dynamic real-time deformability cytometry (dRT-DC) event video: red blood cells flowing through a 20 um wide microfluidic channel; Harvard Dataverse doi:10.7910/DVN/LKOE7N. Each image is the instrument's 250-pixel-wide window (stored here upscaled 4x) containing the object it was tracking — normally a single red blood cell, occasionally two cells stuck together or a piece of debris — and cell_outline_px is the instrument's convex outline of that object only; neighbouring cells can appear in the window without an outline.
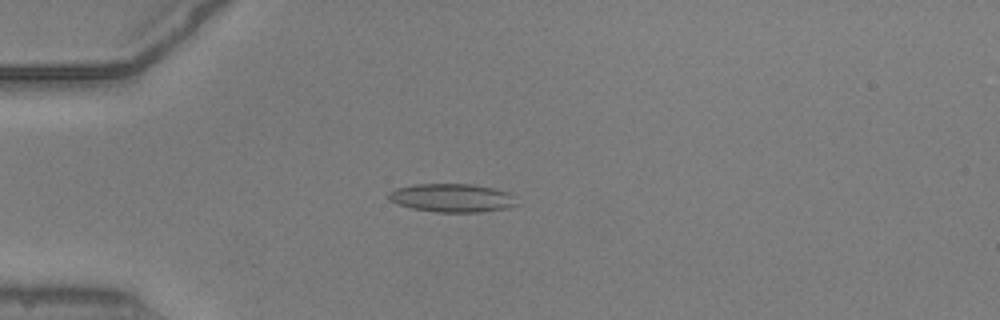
{"species": "common noctule bat (a hibernating species)", "species_latin": "Nyctalus noctula", "temperature_condition": "warm", "stored_images_in_passage": 37, "camera_frame_rate_fps": 3000, "um_per_image_px": 0.085, "animal": {"sex": "male", "body_mass_g": 20.5, "forearm_length_mm": 52.5}, "frame": {"image": 1, "passage_image": 6, "time_ms": 1.667, "image_size_px": [1000, 320], "cell_outline_px": [[516, 204], [504, 208], [480, 212], [436, 212], [412, 208], [388, 200], [388, 192], [396, 188], [416, 184], [472, 184], [492, 188], [508, 192], [512, 196]], "centroid_in_image_um": [38.36, 16.81], "position_along_channel_um": 46.6, "area_um2": 20.92}}
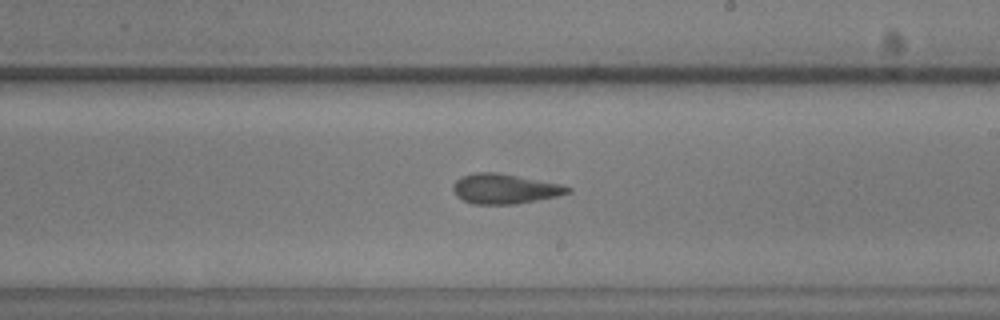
{"frame": {"image": 2, "passage_image": 23, "time_ms": 7.333, "image_size_px": [1000, 320], "cell_outline_px": [[572, 192], [560, 196], [516, 204], [472, 204], [456, 196], [452, 188], [452, 184], [460, 176], [472, 172], [496, 172], [560, 184], [572, 188]], "centroid_in_image_um": [42.88, 16.05], "position_along_channel_um": 246.1, "area_um2": 20.17}}
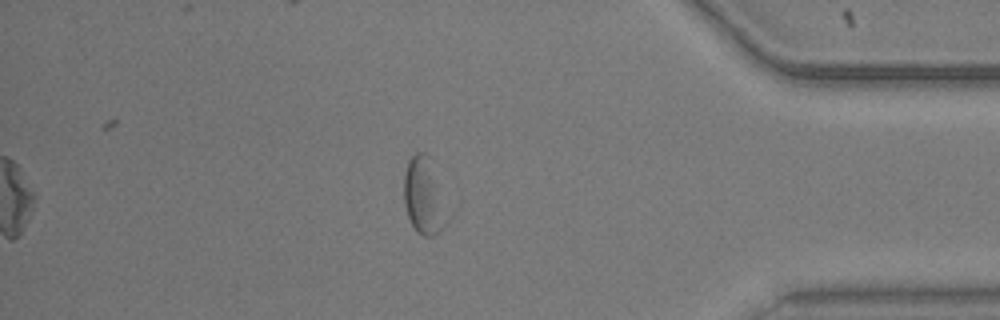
{"frame": {"image": 3, "passage_image": 37, "time_ms": 12.0, "image_size_px": [1000, 320], "cell_outline_px": [[452, 216], [432, 236], [420, 236], [416, 232], [408, 216], [404, 204], [404, 172], [408, 160], [416, 152], [424, 152], [428, 156], [452, 212]], "centroid_in_image_um": [36.09, 16.69], "position_along_channel_um": 399.1, "area_um2": 19.94}, "authors_computed_cell_mechanics": {"area_um2": 19.7098, "velocity_mm_per_s": 3.889, "shape_relaxation_time_tau1_ms": 7.4567, "shape_relaxation_time_tau2_ms": 2.6857, "deformation_change_tau1": 0.2005, "deformation_change_tau2": 0.1187}}